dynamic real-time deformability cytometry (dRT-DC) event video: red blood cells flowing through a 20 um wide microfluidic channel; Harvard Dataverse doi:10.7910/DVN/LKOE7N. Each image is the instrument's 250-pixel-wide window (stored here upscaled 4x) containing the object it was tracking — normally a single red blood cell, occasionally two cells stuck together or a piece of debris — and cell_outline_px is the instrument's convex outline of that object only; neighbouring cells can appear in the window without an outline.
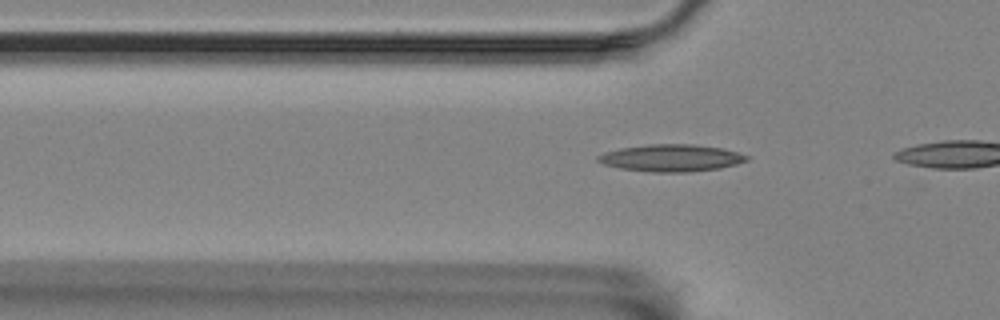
{"species": "Egyptian fruit bat (a non-hibernating species)", "species_latin": "Rousettus aegyptiacus", "temperature_condition": "room temperature", "stored_images_in_passage": 7, "camera_frame_rate_fps": 3000, "um_per_image_px": 0.085, "animal": {"sex": "female"}, "frame": {"image": 1, "passage_image": 5, "time_ms": 1.333, "image_size_px": [1000, 320], "cell_outline_px": [[748, 160], [736, 164], [720, 168], [688, 172], [652, 172], [620, 168], [604, 164], [596, 160], [596, 156], [604, 152], [620, 148], [648, 144], [692, 144], [724, 148], [748, 156]], "centroid_in_image_um": [57.03, 13.42], "position_along_channel_um": 68.8, "area_um2": 23.47}}